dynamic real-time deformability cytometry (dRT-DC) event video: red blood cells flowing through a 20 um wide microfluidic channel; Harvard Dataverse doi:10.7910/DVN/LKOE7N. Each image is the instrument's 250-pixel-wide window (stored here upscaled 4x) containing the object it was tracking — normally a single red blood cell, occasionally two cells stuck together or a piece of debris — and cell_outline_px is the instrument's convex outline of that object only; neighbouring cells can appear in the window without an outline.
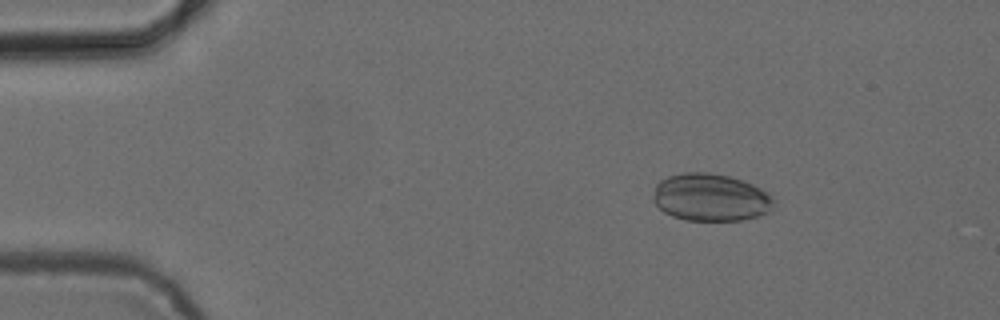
{"species": "common noctule bat (a hibernating species)", "species_latin": "Nyctalus noctula", "temperature_condition": "cold", "stored_images_in_passage": 53, "camera_frame_rate_fps": 3000, "um_per_image_px": 0.085, "animal": {"sex": "female", "body_mass_g": 24.6, "forearm_length_mm": 56.2}, "frame": {"image": 1, "passage_image": 8, "time_ms": 2.333, "image_size_px": [1000, 320], "cell_outline_px": [[776, 204], [768, 212], [744, 220], [684, 220], [672, 216], [664, 212], [652, 200], [656, 184], [660, 180], [668, 176], [680, 172], [708, 172], [728, 176], [744, 180], [760, 188]], "centroid_in_image_um": [60.36, 16.77], "position_along_channel_um": 24.6, "area_um2": 33.35}}
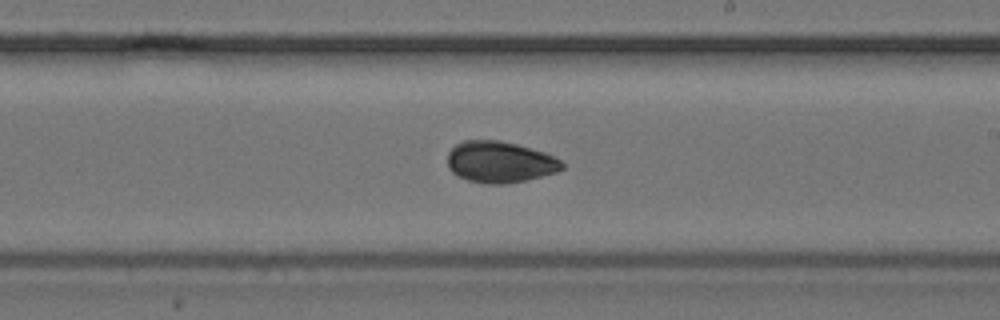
{"frame": {"image": 2, "passage_image": 31, "time_ms": 10.0, "image_size_px": [1000, 320], "cell_outline_px": [[564, 168], [556, 172], [524, 180], [504, 184], [484, 184], [468, 180], [456, 176], [448, 168], [448, 152], [460, 140], [500, 140], [516, 144], [544, 152], [560, 160], [564, 164]], "centroid_in_image_um": [42.44, 13.77], "position_along_channel_um": 246.6, "area_um2": 27.63}}
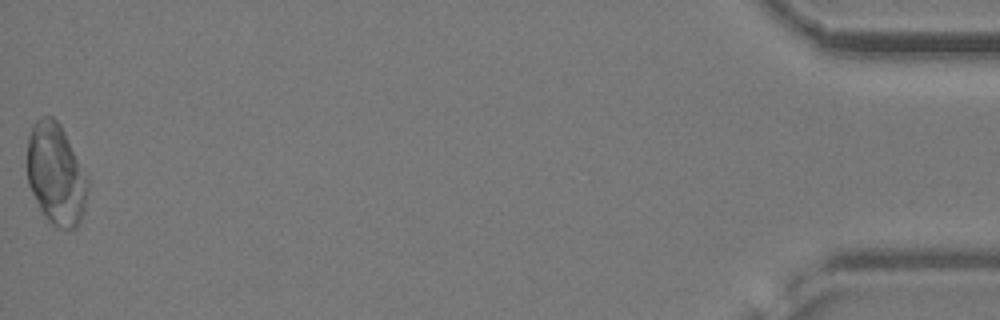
{"frame": {"image": 3, "passage_image": 53, "time_ms": 17.333, "image_size_px": [1000, 320], "cell_outline_px": [[88, 192], [84, 212], [80, 224], [76, 228], [60, 228], [52, 224], [44, 216], [28, 184], [28, 136], [32, 124], [40, 116], [52, 116], [60, 124], [88, 180]], "centroid_in_image_um": [4.75, 14.82], "position_along_channel_um": 430.4, "area_um2": 35.49}, "authors_computed_cell_mechanics": {"area_um2": 29.5936, "velocity_mm_per_s": 3.8726, "shape_relaxation_time_tau1_ms": 4.4543, "shape_relaxation_time_tau2_ms": 1.8742, "deformation_change_tau1": 0.0811, "deformation_change_tau2": 0.0463}}